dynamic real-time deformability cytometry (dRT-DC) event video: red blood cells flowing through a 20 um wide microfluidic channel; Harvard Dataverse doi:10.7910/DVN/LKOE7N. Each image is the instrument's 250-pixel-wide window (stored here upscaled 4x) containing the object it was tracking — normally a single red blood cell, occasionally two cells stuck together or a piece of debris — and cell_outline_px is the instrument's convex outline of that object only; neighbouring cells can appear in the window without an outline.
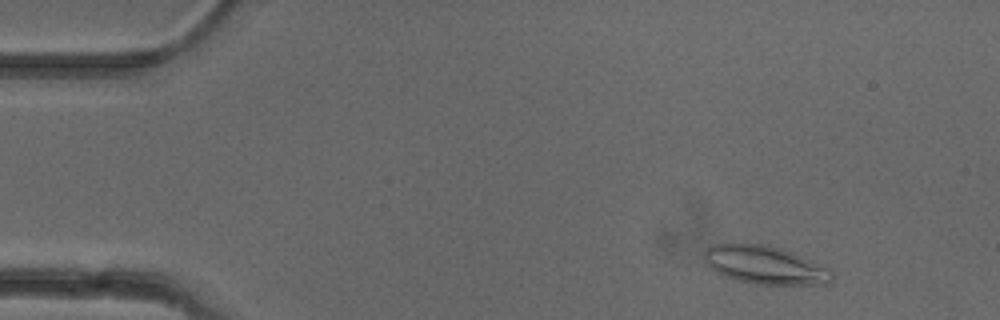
{"species": "common noctule bat (a hibernating species)", "species_latin": "Nyctalus noctula", "temperature_condition": "cold", "stored_images_in_passage": 51, "camera_frame_rate_fps": 3000, "um_per_image_px": 0.085, "animal": {"sex": "female"}, "frame": {"image": 1, "passage_image": 5, "time_ms": 1.333, "image_size_px": [1000, 320], "cell_outline_px": [[832, 280], [828, 284], [756, 284], [724, 276], [716, 272], [704, 260], [704, 252], [708, 248], [716, 244], [768, 244], [792, 252], [828, 268], [832, 272]], "centroid_in_image_um": [65.03, 22.52], "position_along_channel_um": 20.0, "area_um2": 27.98}}
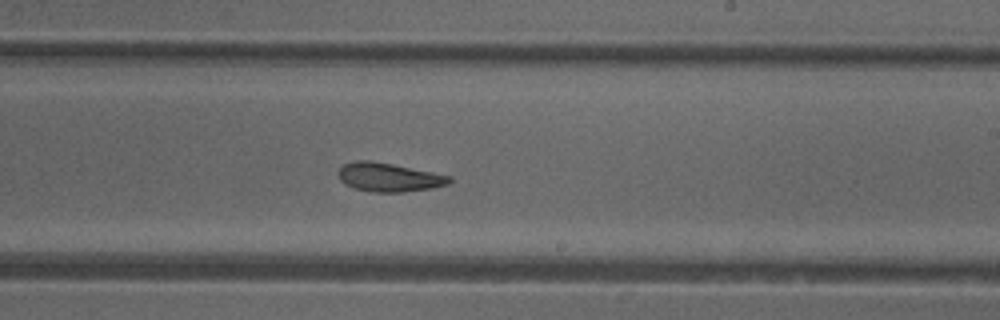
{"frame": {"image": 2, "passage_image": 30, "time_ms": 9.667, "image_size_px": [1000, 320], "cell_outline_px": [[452, 180], [448, 184], [432, 188], [404, 192], [372, 192], [356, 188], [344, 184], [340, 180], [336, 172], [344, 164], [352, 160], [368, 160], [392, 164], [452, 176]], "centroid_in_image_um": [33.03, 15.06], "position_along_channel_um": 256.0, "area_um2": 18.67}}
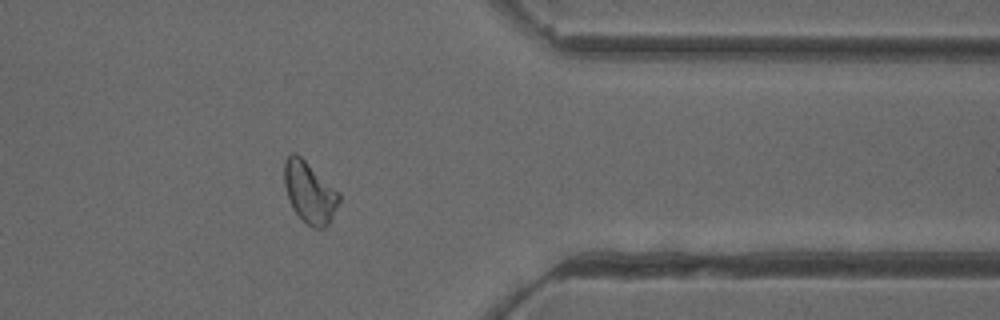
{"frame": {"image": 3, "passage_image": 41, "time_ms": 13.333, "image_size_px": [1000, 320], "cell_outline_px": [[340, 200], [332, 220], [324, 228], [312, 228], [292, 208], [288, 200], [284, 184], [284, 160], [292, 152], [296, 152], [340, 192]], "centroid_in_image_um": [26.32, 16.34], "position_along_channel_um": 385.1, "area_um2": 19.71}, "authors_computed_cell_mechanics": {"area_um2": 19.652, "velocity_mm_per_s": 3.9323, "shape_relaxation_time_tau1_ms": 10.7637, "shape_relaxation_time_tau2_ms": 3.681, "deformation_change_tau1": 0.1908, "deformation_change_tau2": 0.1043}}